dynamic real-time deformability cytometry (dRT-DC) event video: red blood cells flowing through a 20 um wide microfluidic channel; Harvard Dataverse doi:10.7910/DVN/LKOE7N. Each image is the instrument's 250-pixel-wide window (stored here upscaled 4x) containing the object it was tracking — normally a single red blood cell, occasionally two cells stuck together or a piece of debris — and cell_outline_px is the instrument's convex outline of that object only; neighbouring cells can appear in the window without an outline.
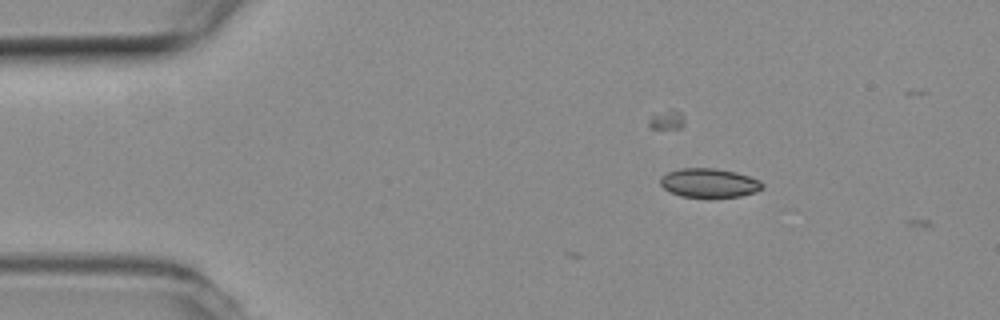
{"species": "common noctule bat (a hibernating species)", "species_latin": "Nyctalus noctula", "temperature_condition": "room temperature", "stored_images_in_passage": 4, "camera_frame_rate_fps": 3000, "um_per_image_px": 0.085, "animal": {"sex": "female", "body_mass_g": 19.3, "forearm_length_mm": 54.1}, "frame": {"image": 1, "passage_image": 1, "time_ms": 0.0, "image_size_px": [1000, 320], "cell_outline_px": [[764, 188], [756, 192], [740, 196], [708, 200], [680, 196], [664, 188], [660, 184], [660, 176], [668, 172], [680, 168], [716, 168], [736, 172], [760, 180], [764, 184]], "centroid_in_image_um": [60.29, 15.59], "position_along_channel_um": 24.7, "area_um2": 17.98}}